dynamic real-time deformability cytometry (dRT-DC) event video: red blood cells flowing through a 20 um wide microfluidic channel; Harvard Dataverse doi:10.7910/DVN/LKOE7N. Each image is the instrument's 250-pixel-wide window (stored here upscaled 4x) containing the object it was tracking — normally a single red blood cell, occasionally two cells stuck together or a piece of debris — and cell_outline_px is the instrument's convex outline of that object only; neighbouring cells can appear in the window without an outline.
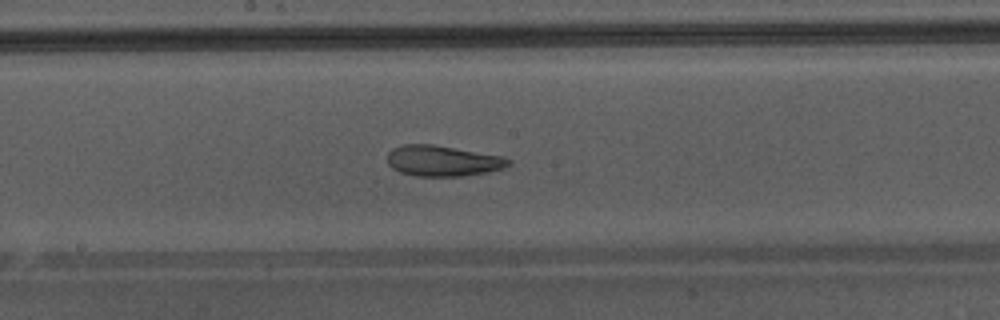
{"species": "Egyptian fruit bat (a non-hibernating species)", "species_latin": "Rousettus aegyptiacus", "temperature_condition": "warm", "stored_images_in_passage": 50, "camera_frame_rate_fps": 3000, "um_per_image_px": 0.085, "animal": {"sex": "male"}, "frame": {"image": 1, "passage_image": 29, "time_ms": 9.333, "image_size_px": [1000, 320], "cell_outline_px": [[512, 164], [488, 172], [464, 176], [416, 176], [400, 172], [392, 168], [388, 164], [388, 152], [392, 148], [404, 144], [432, 144], [504, 156], [512, 160]], "centroid_in_image_um": [37.64, 13.67], "position_along_channel_um": 210.6, "area_um2": 21.79}, "authors_computed_cell_mechanics": {"area_um2": 27.4261, "velocity_mm_per_s": 4.3446, "shape_relaxation_time_tau1_ms": null, "shape_relaxation_time_tau2_ms": 1.4146, "deformation_change_tau1": null, "deformation_change_tau2": 0.0937}}